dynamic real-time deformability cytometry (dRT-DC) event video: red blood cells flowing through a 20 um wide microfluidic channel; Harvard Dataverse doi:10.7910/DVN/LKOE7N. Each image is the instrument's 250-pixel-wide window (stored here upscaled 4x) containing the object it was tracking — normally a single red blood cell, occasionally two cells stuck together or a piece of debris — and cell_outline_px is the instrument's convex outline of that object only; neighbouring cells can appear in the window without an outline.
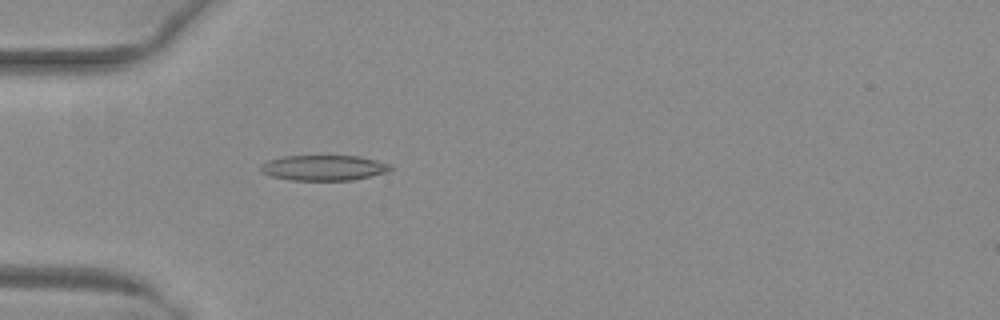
{"species": "common noctule bat (a hibernating species)", "species_latin": "Nyctalus noctula", "temperature_condition": "warm", "stored_images_in_passage": 52, "camera_frame_rate_fps": 3000, "um_per_image_px": 0.085, "animal": {"sex": "female", "body_mass_g": 29.2, "forearm_length_mm": 56.3}, "frame": {"image": 1, "passage_image": 17, "time_ms": 5.333, "image_size_px": [1000, 320], "cell_outline_px": [[392, 168], [388, 172], [352, 180], [292, 180], [272, 176], [260, 172], [260, 164], [268, 160], [284, 156], [356, 156], [376, 160], [392, 164]], "centroid_in_image_um": [27.51, 14.26], "position_along_channel_um": 57.5, "area_um2": 19.19}}
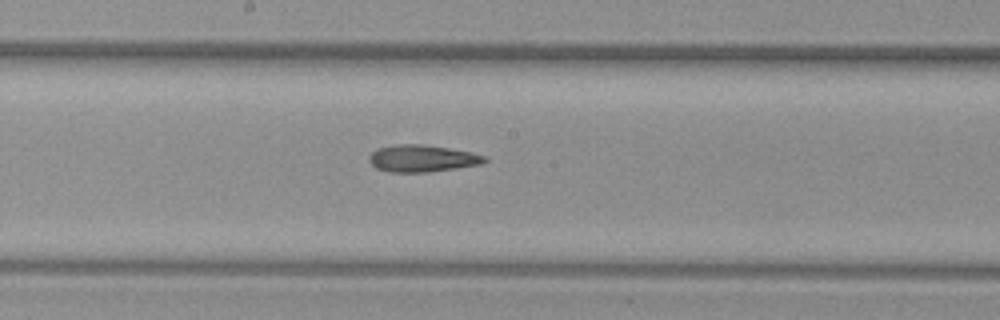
{"frame": {"image": 2, "passage_image": 29, "time_ms": 9.333, "image_size_px": [1000, 320], "cell_outline_px": [[488, 160], [484, 164], [428, 172], [388, 172], [376, 168], [368, 160], [368, 156], [376, 148], [396, 144], [420, 144], [448, 148], [468, 152], [484, 156]], "centroid_in_image_um": [35.84, 13.47], "position_along_channel_um": 212.4, "area_um2": 18.15}}
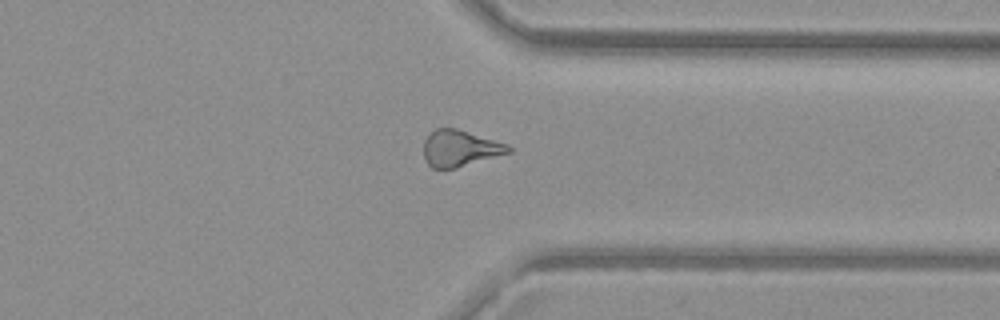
{"frame": {"image": 3, "passage_image": 41, "time_ms": 13.333, "image_size_px": [1000, 320], "cell_outline_px": [[512, 152], [456, 168], [432, 168], [428, 164], [424, 156], [424, 140], [436, 128], [456, 128], [508, 144], [512, 148]], "centroid_in_image_um": [39.12, 12.61], "position_along_channel_um": 372.3, "area_um2": 17.86}, "authors_computed_cell_mechanics": {"area_um2": 18.6983, "velocity_mm_per_s": 4.0351, "shape_relaxation_time_tau1_ms": null, "shape_relaxation_time_tau2_ms": 8.9582, "deformation_change_tau1": null, "deformation_change_tau2": 0.2492}}